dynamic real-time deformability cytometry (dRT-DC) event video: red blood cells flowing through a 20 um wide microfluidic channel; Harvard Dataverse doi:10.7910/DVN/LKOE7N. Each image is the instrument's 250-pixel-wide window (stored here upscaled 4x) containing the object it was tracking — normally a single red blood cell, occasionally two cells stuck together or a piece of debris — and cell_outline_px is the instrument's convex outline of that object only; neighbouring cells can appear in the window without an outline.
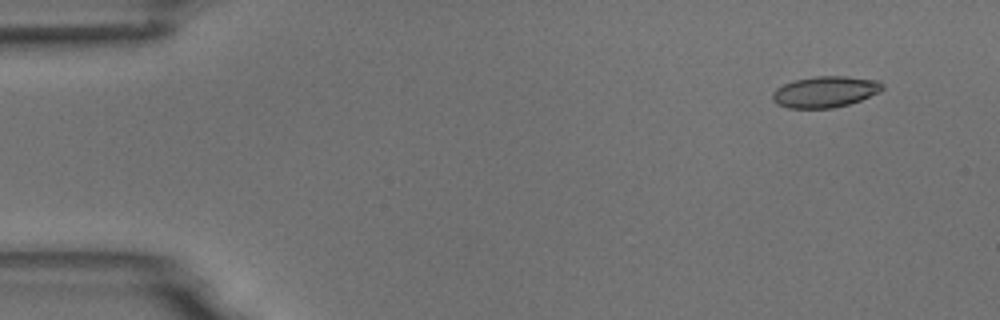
{"species": "common noctule bat (a hibernating species)", "species_latin": "Nyctalus noctula", "temperature_condition": "room temperature", "stored_images_in_passage": 6, "segment_of_instrument_passage": [1, 2], "camera_frame_rate_fps": 3000, "um_per_image_px": 0.085, "animal": {"sex": "male", "body_mass_g": 18.8}, "frame": {"image": 1, "passage_image": 2, "time_ms": 1.0, "image_size_px": [1000, 320], "cell_outline_px": [[884, 88], [880, 92], [860, 100], [848, 104], [832, 108], [788, 108], [776, 104], [772, 100], [772, 92], [776, 88], [784, 84], [796, 80], [816, 76], [848, 76], [880, 80], [884, 84]], "centroid_in_image_um": [70.15, 7.8], "position_along_channel_um": 14.8, "area_um2": 20.11}}